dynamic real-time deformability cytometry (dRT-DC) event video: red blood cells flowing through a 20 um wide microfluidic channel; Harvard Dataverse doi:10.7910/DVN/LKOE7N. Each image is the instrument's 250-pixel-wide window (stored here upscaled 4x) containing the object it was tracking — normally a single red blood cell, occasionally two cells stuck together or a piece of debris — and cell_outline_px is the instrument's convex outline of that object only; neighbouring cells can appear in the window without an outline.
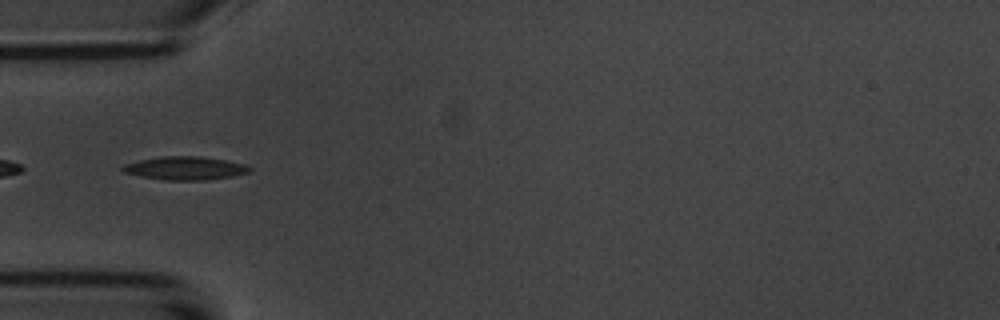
{"species": "common noctule bat (a hibernating species)", "species_latin": "Nyctalus noctula", "temperature_condition": "room temperature", "stored_images_in_passage": 3, "camera_frame_rate_fps": 3000, "um_per_image_px": 0.085, "animal": {"sex": "male", "body_mass_g": 20.1, "forearm_length_mm": 53.5}, "frame": {"image": 1, "passage_image": 2, "time_ms": 1.0, "image_size_px": [1000, 320], "cell_outline_px": [[252, 168], [248, 172], [232, 176], [208, 180], [164, 180], [140, 176], [124, 172], [120, 168], [124, 164], [140, 160], [160, 156], [200, 156], [248, 164]], "centroid_in_image_um": [15.74, 14.29], "position_along_channel_um": 69.3, "area_um2": 17.28}}